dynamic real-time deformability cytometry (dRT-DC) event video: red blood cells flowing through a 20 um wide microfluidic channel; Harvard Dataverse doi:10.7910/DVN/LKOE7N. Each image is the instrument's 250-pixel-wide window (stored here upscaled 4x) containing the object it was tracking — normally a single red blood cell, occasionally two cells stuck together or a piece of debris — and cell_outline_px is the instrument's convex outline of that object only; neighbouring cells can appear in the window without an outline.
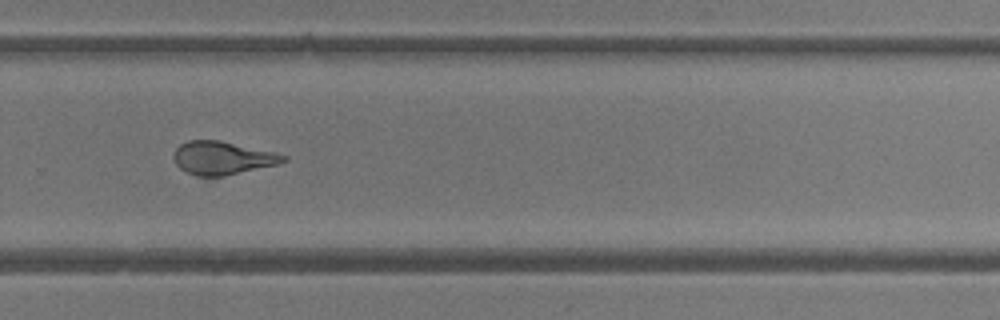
{"species": "common noctule bat (a hibernating species)", "species_latin": "Nyctalus noctula", "temperature_condition": "room temperature", "stored_images_in_passage": 53, "camera_frame_rate_fps": 3000, "um_per_image_px": 0.085, "animal": {"sex": "female"}, "frame": {"image": 1, "passage_image": 33, "time_ms": 10.667, "image_size_px": [1000, 320], "cell_outline_px": [[288, 160], [276, 164], [224, 176], [196, 176], [180, 168], [176, 164], [172, 156], [176, 148], [180, 144], [188, 140], [220, 140], [276, 152], [288, 156]], "centroid_in_image_um": [18.9, 13.41], "position_along_channel_um": 310.9, "area_um2": 21.21}}